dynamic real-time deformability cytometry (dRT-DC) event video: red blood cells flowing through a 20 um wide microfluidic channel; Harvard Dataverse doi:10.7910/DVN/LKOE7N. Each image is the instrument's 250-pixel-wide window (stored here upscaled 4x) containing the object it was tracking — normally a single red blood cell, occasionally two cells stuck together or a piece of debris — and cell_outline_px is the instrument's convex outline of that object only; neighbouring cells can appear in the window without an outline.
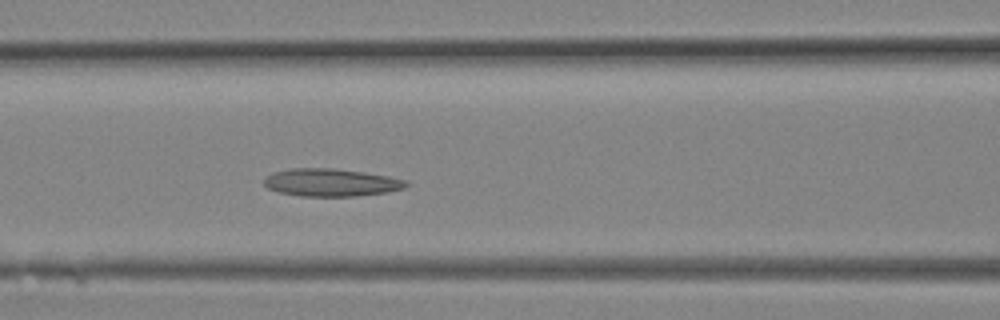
{"species": "Egyptian fruit bat (a non-hibernating species)", "species_latin": "Rousettus aegyptiacus", "temperature_condition": "room temperature", "stored_images_in_passage": 7, "camera_frame_rate_fps": 3000, "um_per_image_px": 0.085, "animal": {"sex": "female"}, "frame": {"image": 1, "passage_image": 7, "time_ms": 2.0, "image_size_px": [1000, 320], "cell_outline_px": [[412, 184], [404, 188], [388, 192], [356, 196], [300, 196], [280, 192], [268, 188], [264, 184], [264, 180], [272, 172], [292, 168], [336, 168], [364, 172], [388, 176], [408, 180]], "centroid_in_image_um": [28.2, 15.51], "position_along_channel_um": 138.4, "area_um2": 23.06}}